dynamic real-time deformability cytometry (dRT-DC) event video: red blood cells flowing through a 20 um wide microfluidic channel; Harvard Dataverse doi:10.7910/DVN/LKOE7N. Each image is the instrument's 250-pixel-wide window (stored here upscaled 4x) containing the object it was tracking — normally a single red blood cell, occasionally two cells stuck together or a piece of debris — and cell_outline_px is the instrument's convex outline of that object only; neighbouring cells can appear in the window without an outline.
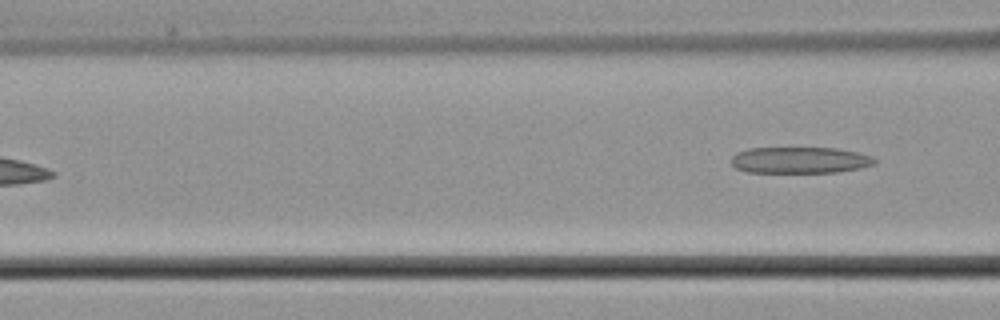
{"species": "common noctule bat (a hibernating species)", "species_latin": "Nyctalus noctula", "temperature_condition": "cold", "stored_images_in_passage": 6, "camera_frame_rate_fps": 3000, "um_per_image_px": 0.085, "animal": {"sex": "male", "body_mass_g": 21.5, "forearm_length_mm": 52.0}, "frame": {"image": 1, "passage_image": 6, "time_ms": 7.0, "image_size_px": [1000, 320], "cell_outline_px": [[876, 164], [860, 168], [836, 172], [748, 172], [736, 168], [732, 164], [732, 156], [736, 152], [748, 148], [836, 148], [856, 152], [872, 156], [876, 160]], "centroid_in_image_um": [67.99, 13.61], "position_along_channel_um": 98.6, "area_um2": 21.96}}